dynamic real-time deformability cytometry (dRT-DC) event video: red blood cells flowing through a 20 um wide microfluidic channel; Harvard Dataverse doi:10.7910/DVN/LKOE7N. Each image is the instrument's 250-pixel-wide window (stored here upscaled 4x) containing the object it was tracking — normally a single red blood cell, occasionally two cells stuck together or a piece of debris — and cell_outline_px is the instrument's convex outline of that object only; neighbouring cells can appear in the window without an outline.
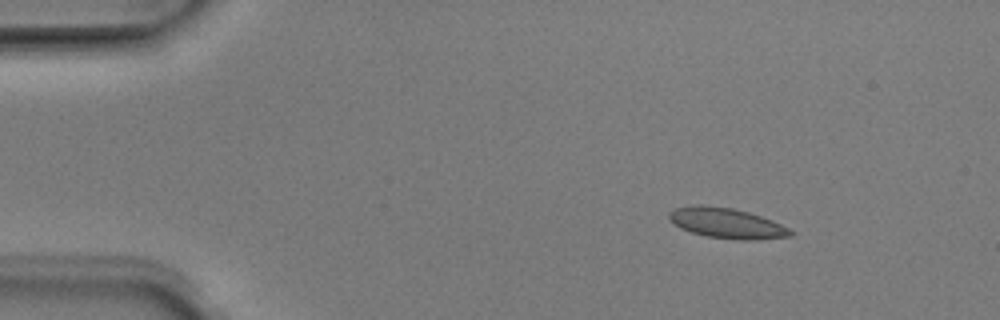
{"species": "Egyptian fruit bat (a non-hibernating species)", "species_latin": "Rousettus aegyptiacus", "temperature_condition": "room temperature", "stored_images_in_passage": 45, "camera_frame_rate_fps": 3000, "um_per_image_px": 0.085, "animal": {"sex": "male"}, "frame": {"image": 1, "passage_image": 1, "time_ms": 0.0, "image_size_px": [1000, 320], "cell_outline_px": [[792, 236], [756, 240], [740, 240], [708, 236], [692, 232], [680, 228], [668, 220], [668, 212], [676, 208], [696, 204], [700, 204], [732, 208], [748, 212], [772, 220], [788, 228], [792, 232]], "centroid_in_image_um": [61.74, 18.96], "position_along_channel_um": 23.3, "area_um2": 21.39}}
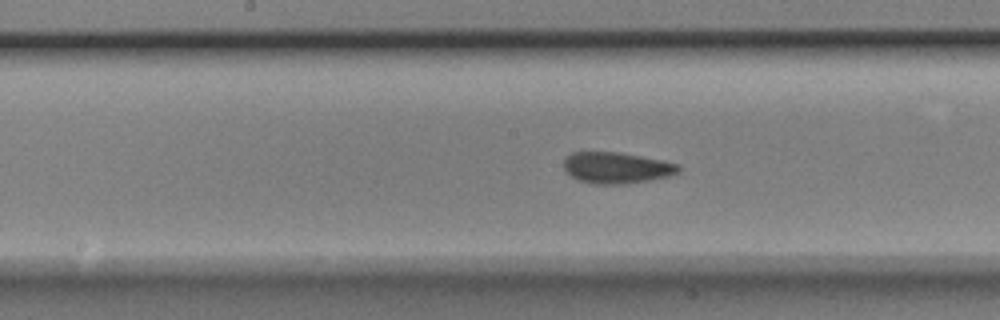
{"frame": {"image": 2, "passage_image": 20, "time_ms": 6.333, "image_size_px": [1000, 320], "cell_outline_px": [[680, 172], [668, 176], [648, 180], [624, 184], [592, 184], [580, 180], [572, 176], [564, 168], [564, 156], [572, 152], [620, 152], [664, 160], [680, 164]], "centroid_in_image_um": [52.42, 14.25], "position_along_channel_um": 195.8, "area_um2": 20.98}}
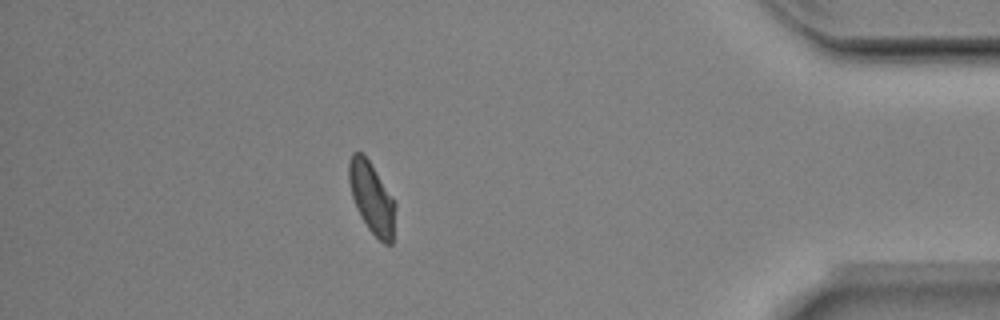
{"frame": {"image": 3, "passage_image": 39, "time_ms": 12.667, "image_size_px": [1000, 320], "cell_outline_px": [[396, 204], [392, 244], [384, 244], [368, 228], [356, 208], [352, 196], [348, 180], [348, 160], [352, 152], [360, 152], [368, 160]], "centroid_in_image_um": [31.58, 16.82], "position_along_channel_um": 403.6, "area_um2": 18.9}, "authors_computed_cell_mechanics": {"area_um2": 20.4034, "velocity_mm_per_s": 3.9598, "shape_relaxation_time_tau1_ms": null, "shape_relaxation_time_tau2_ms": 1.4097, "deformation_change_tau1": null, "deformation_change_tau2": 0.0502}}